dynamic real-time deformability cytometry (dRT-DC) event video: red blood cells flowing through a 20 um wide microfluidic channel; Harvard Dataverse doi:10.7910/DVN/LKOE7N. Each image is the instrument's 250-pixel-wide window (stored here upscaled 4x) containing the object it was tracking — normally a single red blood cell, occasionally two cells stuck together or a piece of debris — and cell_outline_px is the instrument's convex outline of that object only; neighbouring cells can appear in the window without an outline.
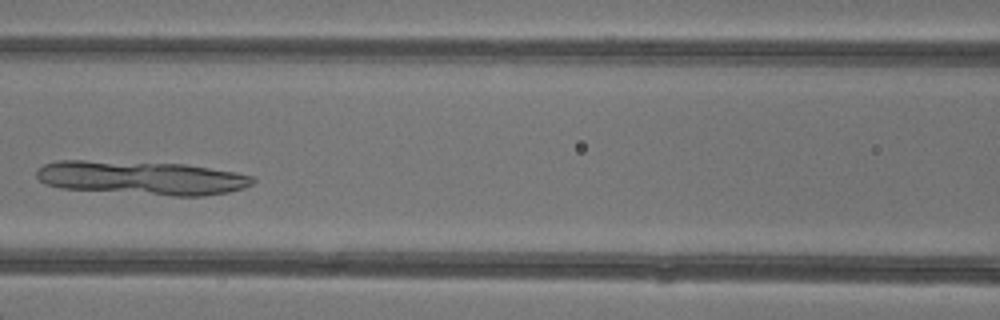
{"species": "common noctule bat (a hibernating species)", "species_latin": "Nyctalus noctula", "temperature_condition": "warm", "stored_images_in_passage": 5, "camera_frame_rate_fps": 3000, "um_per_image_px": 0.085, "animal": {"sex": "female"}, "frame": {"image": 1, "passage_image": 5, "time_ms": 4.667, "image_size_px": [1000, 320], "cell_outline_px": [[256, 180], [252, 184], [244, 188], [228, 192], [204, 196], [172, 196], [60, 188], [44, 184], [36, 176], [36, 168], [44, 164], [60, 160], [84, 160], [184, 164], [236, 172], [252, 176]], "centroid_in_image_um": [12.02, 15.12], "position_along_channel_um": 154.6, "area_um2": 42.71}}